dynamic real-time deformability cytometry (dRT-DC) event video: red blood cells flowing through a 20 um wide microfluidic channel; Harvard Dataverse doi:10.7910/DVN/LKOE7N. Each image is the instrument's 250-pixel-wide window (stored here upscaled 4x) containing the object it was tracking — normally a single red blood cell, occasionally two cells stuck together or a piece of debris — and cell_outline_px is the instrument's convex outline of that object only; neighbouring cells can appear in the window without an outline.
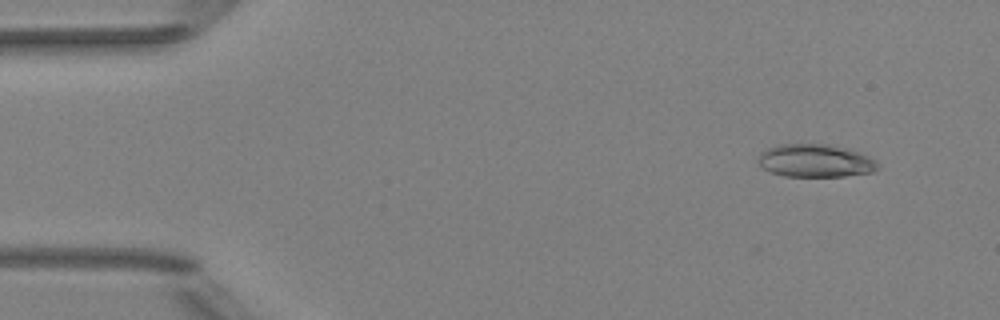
{"species": "Egyptian fruit bat (a non-hibernating species)", "species_latin": "Rousettus aegyptiacus", "temperature_condition": "room temperature", "stored_images_in_passage": 51, "camera_frame_rate_fps": 3000, "um_per_image_px": 0.085, "animal": {"sex": "female"}, "frame": {"image": 1, "passage_image": 5, "time_ms": 1.333, "image_size_px": [1000, 320], "cell_outline_px": [[880, 168], [872, 172], [844, 176], [784, 176], [772, 172], [764, 168], [756, 160], [760, 152], [776, 144], [828, 144], [848, 148], [860, 152], [876, 160], [880, 164]], "centroid_in_image_um": [69.33, 13.65], "position_along_channel_um": 15.7, "area_um2": 23.18}}
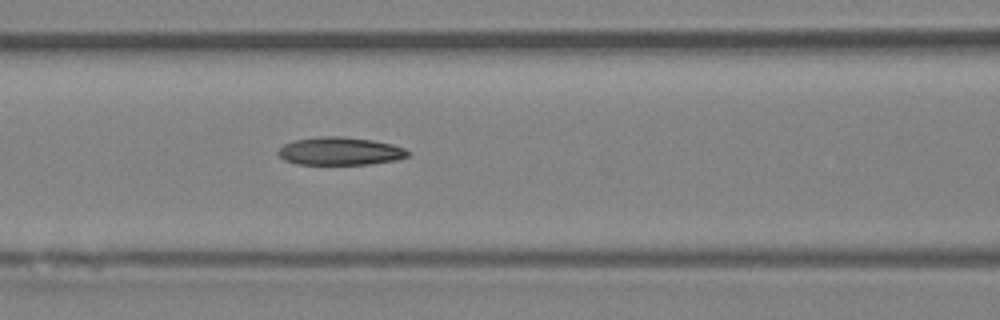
{"frame": {"image": 2, "passage_image": 22, "time_ms": 7.0, "image_size_px": [1000, 320], "cell_outline_px": [[412, 152], [408, 156], [396, 160], [368, 164], [296, 164], [284, 160], [276, 152], [284, 144], [296, 140], [320, 136], [340, 136], [372, 140], [392, 144], [404, 148]], "centroid_in_image_um": [28.91, 12.85], "position_along_channel_um": 137.7, "area_um2": 21.1}}
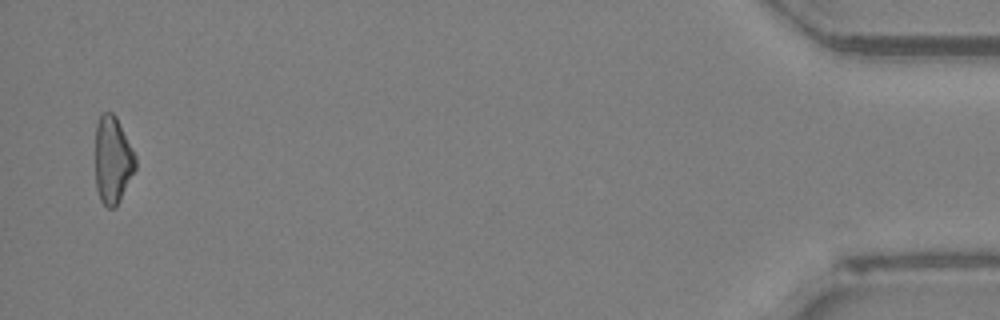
{"frame": {"image": 3, "passage_image": 50, "time_ms": 16.333, "image_size_px": [1000, 320], "cell_outline_px": [[136, 168], [116, 208], [108, 208], [100, 200], [96, 188], [96, 124], [100, 112], [112, 112], [116, 116], [136, 156]], "centroid_in_image_um": [9.57, 13.59], "position_along_channel_um": 425.6, "area_um2": 20.52}}